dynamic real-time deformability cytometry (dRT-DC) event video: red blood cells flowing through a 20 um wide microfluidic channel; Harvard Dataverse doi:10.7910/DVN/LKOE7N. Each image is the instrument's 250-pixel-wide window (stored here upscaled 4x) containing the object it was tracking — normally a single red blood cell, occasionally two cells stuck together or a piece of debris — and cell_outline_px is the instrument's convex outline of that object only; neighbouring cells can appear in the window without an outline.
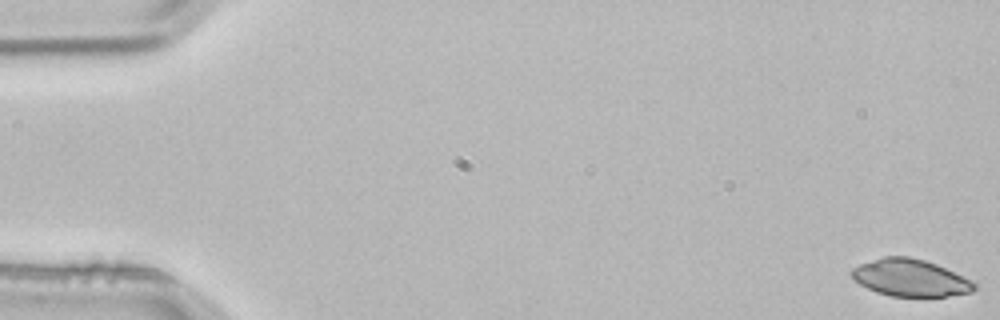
{"species": "common noctule bat (a hibernating species)", "species_latin": "Nyctalus noctula", "temperature_condition": "room temperature", "stored_images_in_passage": 54, "camera_frame_rate_fps": 3000, "um_per_image_px": 0.085, "animal": {"sex": "male", "body_mass_g": 21.5, "forearm_length_mm": 52.0}, "frame": {"image": 1, "passage_image": 1, "time_ms": 0.0, "image_size_px": [1000, 320], "cell_outline_px": [[976, 288], [972, 292], [944, 296], [892, 296], [876, 292], [852, 280], [848, 272], [852, 268], [860, 264], [884, 256], [908, 256], [924, 260], [936, 264], [972, 280], [976, 284]], "centroid_in_image_um": [77.33, 23.61], "position_along_channel_um": 7.7, "area_um2": 26.53}}
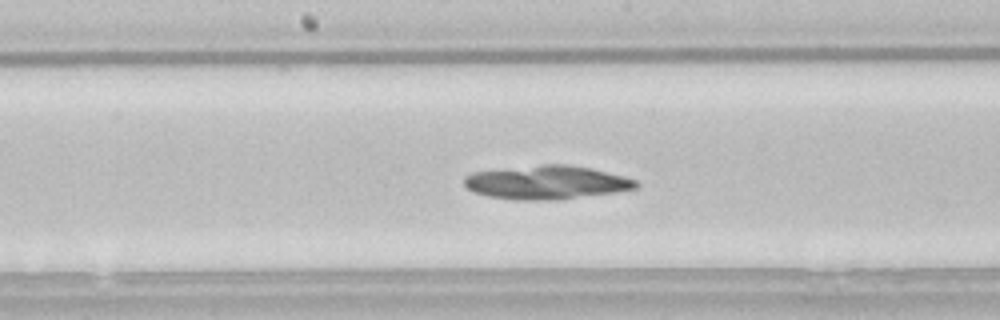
{"frame": {"image": 2, "passage_image": 28, "time_ms": 9.0, "image_size_px": [1000, 320], "cell_outline_px": [[640, 184], [636, 188], [612, 192], [556, 200], [516, 200], [488, 196], [472, 192], [464, 184], [464, 176], [472, 172], [544, 164], [568, 164], [592, 168], [624, 176], [636, 180]], "centroid_in_image_um": [46.44, 15.5], "position_along_channel_um": 201.8, "area_um2": 33.64}}
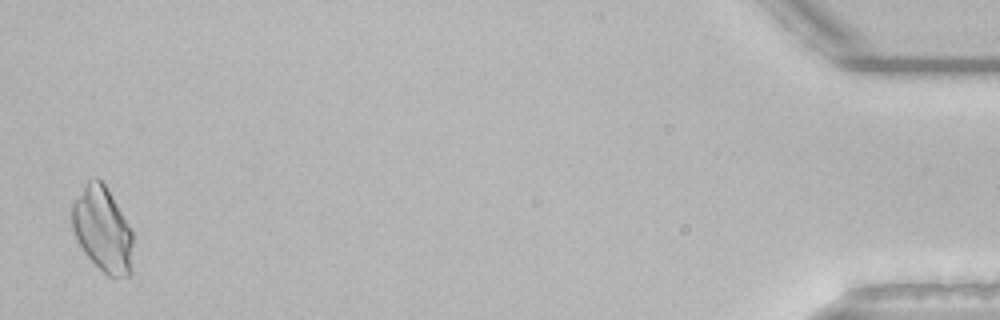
{"frame": {"image": 3, "passage_image": 53, "time_ms": 17.333, "image_size_px": [1000, 320], "cell_outline_px": [[132, 272], [128, 276], [108, 276], [84, 252], [76, 240], [72, 228], [72, 200], [84, 184], [88, 180], [96, 176], [104, 184], [112, 196], [128, 224], [132, 232]], "centroid_in_image_um": [8.69, 19.47], "position_along_channel_um": 426.5, "area_um2": 30.11}}